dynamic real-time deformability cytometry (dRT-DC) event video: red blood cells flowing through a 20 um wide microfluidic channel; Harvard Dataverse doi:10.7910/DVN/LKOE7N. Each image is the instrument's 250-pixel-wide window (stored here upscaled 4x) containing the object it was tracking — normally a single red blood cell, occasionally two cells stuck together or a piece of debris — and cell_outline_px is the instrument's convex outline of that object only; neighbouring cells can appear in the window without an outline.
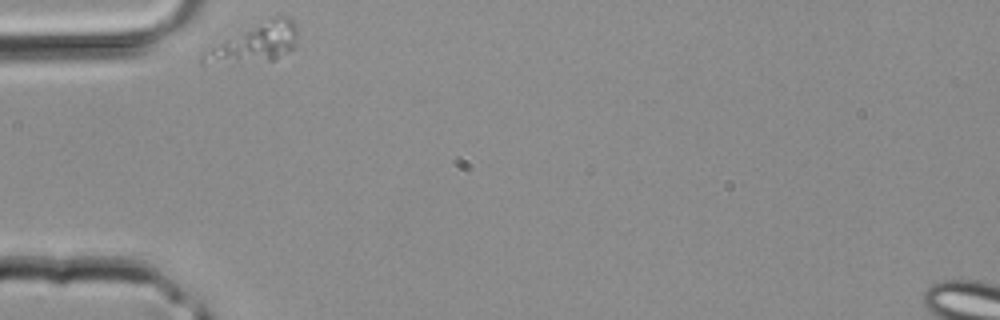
{"species": "common noctule bat (a hibernating species)", "species_latin": "Nyctalus noctula", "temperature_condition": "room temperature", "stored_images_in_passage": 23, "camera_frame_rate_fps": 3000, "um_per_image_px": 0.085, "animal": {"sex": "male", "body_mass_g": 20.4}, "frame": {"image": 1, "passage_image": 1, "time_ms": 0.0, "image_size_px": [1000, 320], "cell_outline_px": [[296, 36], [292, 48], [288, 52], [272, 60], [204, 64], [200, 64], [200, 56], [212, 48], [276, 16], [288, 16], [292, 20], [296, 28]], "centroid_in_image_um": [21.73, 3.69], "position_along_channel_um": 63.3, "area_um2": 19.54}}
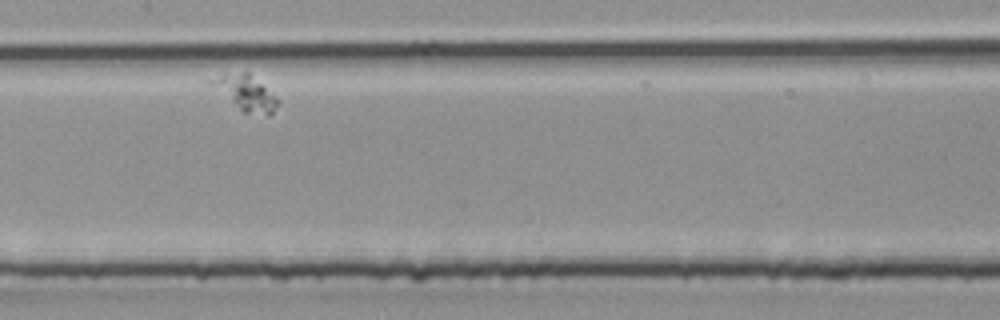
{"frame": {"image": 2, "passage_image": 10, "time_ms": 3.0, "image_size_px": [1000, 320], "cell_outline_px": [[280, 104], [268, 116], [244, 112], [208, 84], [208, 80], [224, 76], [244, 72], [248, 72], [280, 100]], "centroid_in_image_um": [20.93, 7.93], "position_along_channel_um": 186.5, "area_um2": 13.12}}
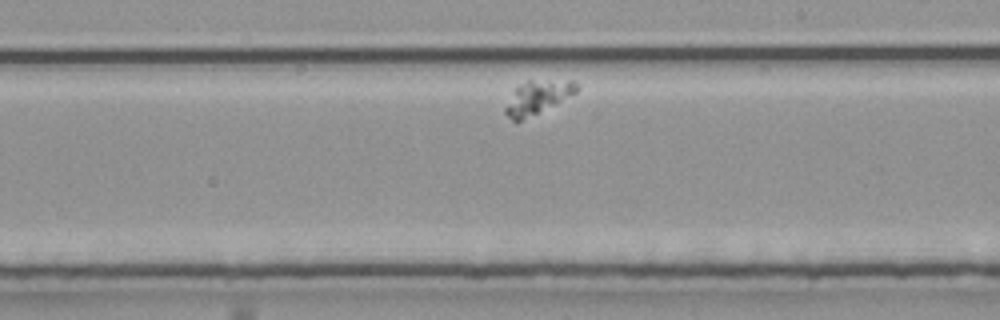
{"frame": {"image": 3, "passage_image": 14, "time_ms": 4.333, "image_size_px": [1000, 320], "cell_outline_px": [[580, 88], [576, 92], [516, 124], [504, 112], [504, 108], [516, 88], [520, 84], [528, 80], [572, 80], [580, 84]], "centroid_in_image_um": [45.69, 8.26], "position_along_channel_um": 243.3, "area_um2": 13.76}}